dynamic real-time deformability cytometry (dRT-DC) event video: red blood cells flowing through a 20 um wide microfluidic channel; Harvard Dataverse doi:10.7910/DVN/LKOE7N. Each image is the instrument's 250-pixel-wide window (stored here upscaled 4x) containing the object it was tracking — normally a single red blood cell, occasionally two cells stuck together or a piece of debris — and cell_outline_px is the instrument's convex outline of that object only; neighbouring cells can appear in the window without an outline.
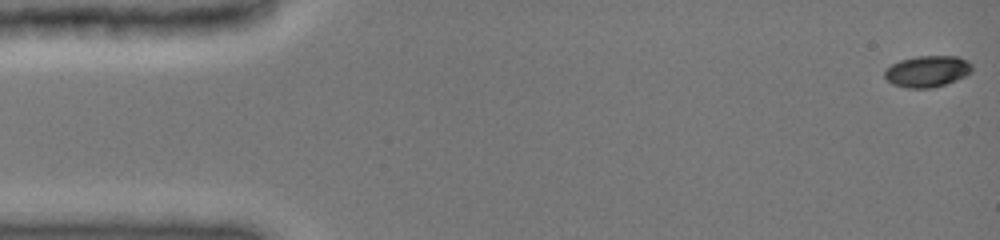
{"species": "common noctule bat (a hibernating species)", "species_latin": "Nyctalus noctula", "temperature_condition": "cold", "stored_images_in_passage": 48, "camera_frame_rate_fps": 3000, "um_per_image_px": 0.085, "animal": {"sex": "female", "body_mass_g": 19.0, "forearm_length_mm": 51.5}, "frame": {"image": 1, "passage_image": 1, "time_ms": 0.0, "image_size_px": [1000, 240], "cell_outline_px": [[972, 72], [956, 80], [932, 88], [908, 88], [892, 84], [884, 76], [884, 72], [892, 64], [900, 60], [916, 56], [956, 56], [968, 60], [972, 64]], "centroid_in_image_um": [78.84, 6.06], "position_along_channel_um": 6.2, "area_um2": 15.95}}
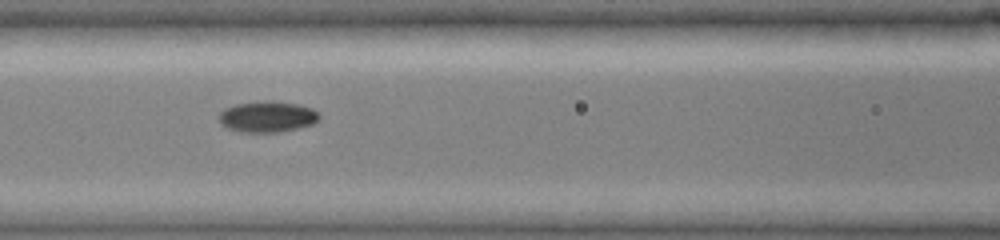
{"frame": {"image": 2, "passage_image": 21, "time_ms": 6.667, "image_size_px": [1000, 240], "cell_outline_px": [[320, 120], [312, 124], [280, 132], [240, 132], [228, 128], [220, 124], [220, 112], [224, 108], [236, 104], [272, 100], [296, 104], [312, 108], [320, 112]], "centroid_in_image_um": [22.75, 9.92], "position_along_channel_um": 143.9, "area_um2": 18.15}}
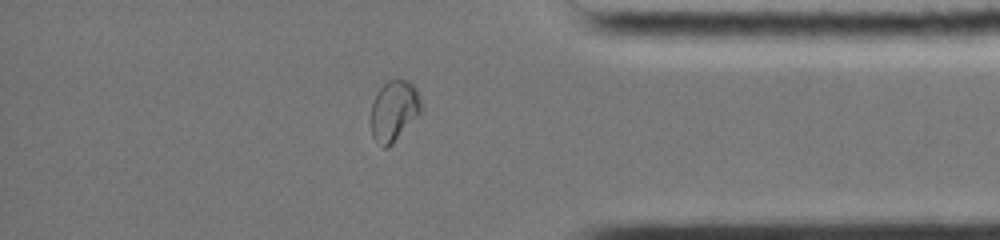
{"frame": {"image": 3, "passage_image": 41, "time_ms": 13.333, "image_size_px": [1000, 240], "cell_outline_px": [[420, 112], [392, 144], [388, 148], [384, 148], [372, 136], [372, 104], [376, 92], [388, 80], [408, 80], [416, 88], [420, 100]], "centroid_in_image_um": [33.47, 9.4], "position_along_channel_um": 401.7, "area_um2": 17.28}, "authors_computed_cell_mechanics": {"area_um2": 16.9932, "velocity_mm_per_s": 3.9979, "shape_relaxation_time_tau1_ms": 4.8636, "shape_relaxation_time_tau2_ms": null, "deformation_change_tau1": 0.1514, "deformation_change_tau2": null}}